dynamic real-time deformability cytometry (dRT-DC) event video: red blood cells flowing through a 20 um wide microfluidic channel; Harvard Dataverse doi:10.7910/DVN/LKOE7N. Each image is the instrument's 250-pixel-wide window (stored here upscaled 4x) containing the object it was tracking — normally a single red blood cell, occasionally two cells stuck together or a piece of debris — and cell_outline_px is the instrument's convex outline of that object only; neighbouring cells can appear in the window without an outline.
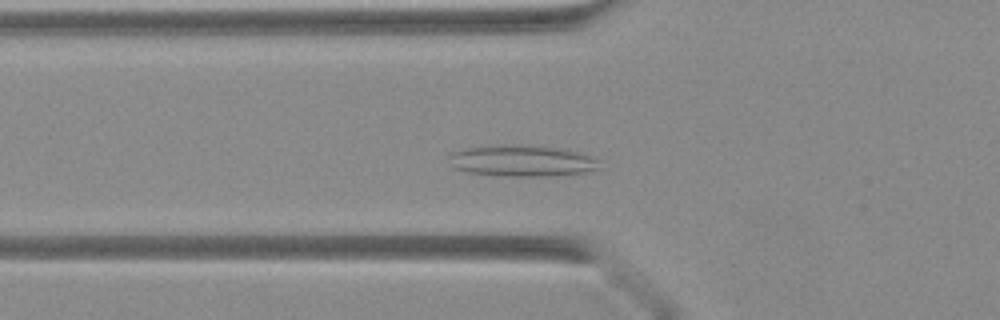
{"species": "Egyptian fruit bat (a non-hibernating species)", "species_latin": "Rousettus aegyptiacus", "temperature_condition": "warm", "stored_images_in_passage": 38, "camera_frame_rate_fps": 3000, "um_per_image_px": 0.085, "animal": {"sex": "female"}, "frame": {"image": 1, "passage_image": 11, "time_ms": 3.333, "image_size_px": [1000, 320], "cell_outline_px": [[600, 160], [596, 168], [584, 172], [548, 176], [504, 176], [464, 172], [452, 168], [448, 156], [448, 152], [468, 148], [512, 144], [516, 144], [560, 148], [592, 156]], "centroid_in_image_um": [44.29, 13.67], "position_along_channel_um": 81.5, "area_um2": 27.46}}
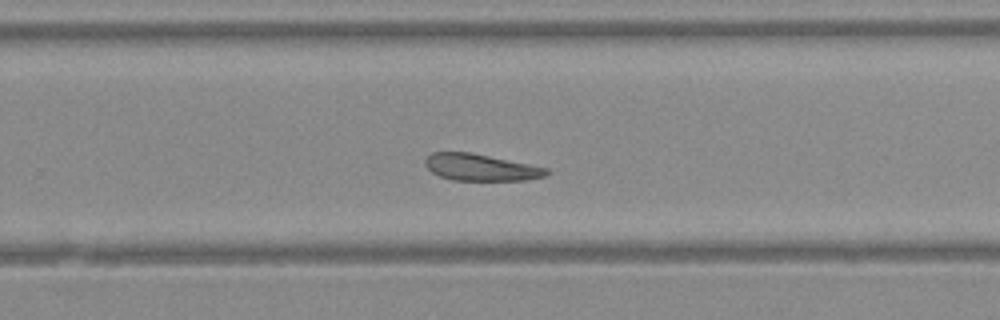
{"frame": {"image": 2, "passage_image": 24, "time_ms": 7.667, "image_size_px": [1000, 320], "cell_outline_px": [[552, 172], [544, 176], [524, 180], [452, 180], [440, 176], [432, 172], [424, 164], [424, 160], [432, 152], [472, 152], [548, 168]], "centroid_in_image_um": [40.86, 14.22], "position_along_channel_um": 288.9, "area_um2": 18.9}}
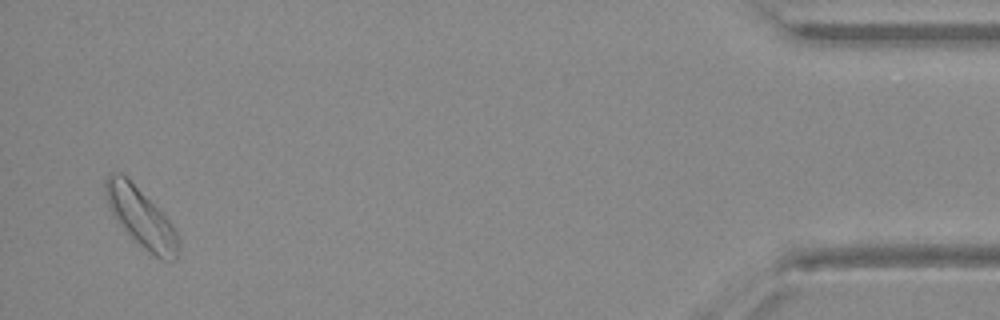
{"frame": {"image": 3, "passage_image": 37, "time_ms": 12.0, "image_size_px": [1000, 320], "cell_outline_px": [[180, 248], [176, 260], [160, 260], [148, 256], [132, 240], [116, 220], [108, 204], [104, 188], [104, 184], [108, 172], [120, 172], [172, 224], [180, 240]], "centroid_in_image_um": [11.99, 18.61], "position_along_channel_um": 423.2, "area_um2": 25.09}}